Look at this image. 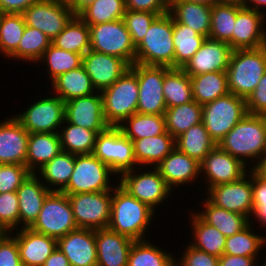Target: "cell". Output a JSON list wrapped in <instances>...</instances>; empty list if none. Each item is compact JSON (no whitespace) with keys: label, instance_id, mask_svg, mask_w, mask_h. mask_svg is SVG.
Listing matches in <instances>:
<instances>
[{"label":"cell","instance_id":"cell-1","mask_svg":"<svg viewBox=\"0 0 266 266\" xmlns=\"http://www.w3.org/2000/svg\"><path fill=\"white\" fill-rule=\"evenodd\" d=\"M217 145L251 169L266 154L265 115L247 113Z\"/></svg>","mask_w":266,"mask_h":266},{"label":"cell","instance_id":"cell-2","mask_svg":"<svg viewBox=\"0 0 266 266\" xmlns=\"http://www.w3.org/2000/svg\"><path fill=\"white\" fill-rule=\"evenodd\" d=\"M116 184L112 190L108 228L134 241L149 239L146 233L155 219V211L131 196L117 181Z\"/></svg>","mask_w":266,"mask_h":266},{"label":"cell","instance_id":"cell-3","mask_svg":"<svg viewBox=\"0 0 266 266\" xmlns=\"http://www.w3.org/2000/svg\"><path fill=\"white\" fill-rule=\"evenodd\" d=\"M266 72V46L232 50L226 70L231 94L247 99Z\"/></svg>","mask_w":266,"mask_h":266},{"label":"cell","instance_id":"cell-4","mask_svg":"<svg viewBox=\"0 0 266 266\" xmlns=\"http://www.w3.org/2000/svg\"><path fill=\"white\" fill-rule=\"evenodd\" d=\"M135 63L174 68L173 17L159 15L136 46Z\"/></svg>","mask_w":266,"mask_h":266},{"label":"cell","instance_id":"cell-5","mask_svg":"<svg viewBox=\"0 0 266 266\" xmlns=\"http://www.w3.org/2000/svg\"><path fill=\"white\" fill-rule=\"evenodd\" d=\"M138 91V79L131 68L101 91L104 117L110 126H119L137 112Z\"/></svg>","mask_w":266,"mask_h":266},{"label":"cell","instance_id":"cell-6","mask_svg":"<svg viewBox=\"0 0 266 266\" xmlns=\"http://www.w3.org/2000/svg\"><path fill=\"white\" fill-rule=\"evenodd\" d=\"M116 176V177H113ZM117 175L93 154L75 155L74 171L61 191L67 195L112 191Z\"/></svg>","mask_w":266,"mask_h":266},{"label":"cell","instance_id":"cell-7","mask_svg":"<svg viewBox=\"0 0 266 266\" xmlns=\"http://www.w3.org/2000/svg\"><path fill=\"white\" fill-rule=\"evenodd\" d=\"M149 168L140 167L139 169L126 171L119 176L117 181L131 196L145 203L156 212V210H159L156 207L159 208L158 206L161 204L164 205L173 191L168 187L165 179L156 168ZM138 171H141V173Z\"/></svg>","mask_w":266,"mask_h":266},{"label":"cell","instance_id":"cell-8","mask_svg":"<svg viewBox=\"0 0 266 266\" xmlns=\"http://www.w3.org/2000/svg\"><path fill=\"white\" fill-rule=\"evenodd\" d=\"M116 175L139 168L134 156L133 142L118 126H109L96 136L92 153Z\"/></svg>","mask_w":266,"mask_h":266},{"label":"cell","instance_id":"cell-9","mask_svg":"<svg viewBox=\"0 0 266 266\" xmlns=\"http://www.w3.org/2000/svg\"><path fill=\"white\" fill-rule=\"evenodd\" d=\"M247 113L246 99L228 93L202 106V122L218 144Z\"/></svg>","mask_w":266,"mask_h":266},{"label":"cell","instance_id":"cell-10","mask_svg":"<svg viewBox=\"0 0 266 266\" xmlns=\"http://www.w3.org/2000/svg\"><path fill=\"white\" fill-rule=\"evenodd\" d=\"M30 228L56 240L77 229L67 194L51 191L43 202L38 219Z\"/></svg>","mask_w":266,"mask_h":266},{"label":"cell","instance_id":"cell-11","mask_svg":"<svg viewBox=\"0 0 266 266\" xmlns=\"http://www.w3.org/2000/svg\"><path fill=\"white\" fill-rule=\"evenodd\" d=\"M90 50L123 59L129 66L135 63L136 47L123 19L89 26Z\"/></svg>","mask_w":266,"mask_h":266},{"label":"cell","instance_id":"cell-12","mask_svg":"<svg viewBox=\"0 0 266 266\" xmlns=\"http://www.w3.org/2000/svg\"><path fill=\"white\" fill-rule=\"evenodd\" d=\"M40 97L14 117L29 133H58L65 121V102L53 93Z\"/></svg>","mask_w":266,"mask_h":266},{"label":"cell","instance_id":"cell-13","mask_svg":"<svg viewBox=\"0 0 266 266\" xmlns=\"http://www.w3.org/2000/svg\"><path fill=\"white\" fill-rule=\"evenodd\" d=\"M205 193L206 199L216 207L242 214L250 219L254 210L252 170L239 180L208 188Z\"/></svg>","mask_w":266,"mask_h":266},{"label":"cell","instance_id":"cell-14","mask_svg":"<svg viewBox=\"0 0 266 266\" xmlns=\"http://www.w3.org/2000/svg\"><path fill=\"white\" fill-rule=\"evenodd\" d=\"M130 68L138 79L137 112L142 114H164L167 109L163 94L165 66H147L134 63Z\"/></svg>","mask_w":266,"mask_h":266},{"label":"cell","instance_id":"cell-15","mask_svg":"<svg viewBox=\"0 0 266 266\" xmlns=\"http://www.w3.org/2000/svg\"><path fill=\"white\" fill-rule=\"evenodd\" d=\"M78 228H108L112 191L67 195Z\"/></svg>","mask_w":266,"mask_h":266},{"label":"cell","instance_id":"cell-16","mask_svg":"<svg viewBox=\"0 0 266 266\" xmlns=\"http://www.w3.org/2000/svg\"><path fill=\"white\" fill-rule=\"evenodd\" d=\"M25 24L53 40L75 16L70 7L54 0H38L22 13Z\"/></svg>","mask_w":266,"mask_h":266},{"label":"cell","instance_id":"cell-17","mask_svg":"<svg viewBox=\"0 0 266 266\" xmlns=\"http://www.w3.org/2000/svg\"><path fill=\"white\" fill-rule=\"evenodd\" d=\"M200 166V180L204 178L206 189L239 180L250 170L218 145L206 155Z\"/></svg>","mask_w":266,"mask_h":266},{"label":"cell","instance_id":"cell-18","mask_svg":"<svg viewBox=\"0 0 266 266\" xmlns=\"http://www.w3.org/2000/svg\"><path fill=\"white\" fill-rule=\"evenodd\" d=\"M65 120L75 126L94 130L97 134L106 130L110 125L104 117L101 92L65 102Z\"/></svg>","mask_w":266,"mask_h":266},{"label":"cell","instance_id":"cell-19","mask_svg":"<svg viewBox=\"0 0 266 266\" xmlns=\"http://www.w3.org/2000/svg\"><path fill=\"white\" fill-rule=\"evenodd\" d=\"M266 13L242 7L236 16L231 49H256L266 46Z\"/></svg>","mask_w":266,"mask_h":266},{"label":"cell","instance_id":"cell-20","mask_svg":"<svg viewBox=\"0 0 266 266\" xmlns=\"http://www.w3.org/2000/svg\"><path fill=\"white\" fill-rule=\"evenodd\" d=\"M232 49L228 43L206 37L200 49L181 68L187 75L226 72Z\"/></svg>","mask_w":266,"mask_h":266},{"label":"cell","instance_id":"cell-21","mask_svg":"<svg viewBox=\"0 0 266 266\" xmlns=\"http://www.w3.org/2000/svg\"><path fill=\"white\" fill-rule=\"evenodd\" d=\"M82 65L99 92L110 87L130 68L123 59L94 50L83 55Z\"/></svg>","mask_w":266,"mask_h":266},{"label":"cell","instance_id":"cell-22","mask_svg":"<svg viewBox=\"0 0 266 266\" xmlns=\"http://www.w3.org/2000/svg\"><path fill=\"white\" fill-rule=\"evenodd\" d=\"M70 266H97L95 230L77 228L57 240Z\"/></svg>","mask_w":266,"mask_h":266},{"label":"cell","instance_id":"cell-23","mask_svg":"<svg viewBox=\"0 0 266 266\" xmlns=\"http://www.w3.org/2000/svg\"><path fill=\"white\" fill-rule=\"evenodd\" d=\"M200 163L179 151L176 147L164 158L156 169L165 179L168 187L173 191L180 189L182 185L194 184L200 177ZM176 187V188H174ZM179 187V188H178ZM174 189V190H173Z\"/></svg>","mask_w":266,"mask_h":266},{"label":"cell","instance_id":"cell-24","mask_svg":"<svg viewBox=\"0 0 266 266\" xmlns=\"http://www.w3.org/2000/svg\"><path fill=\"white\" fill-rule=\"evenodd\" d=\"M29 132L12 115L0 122V163L26 166Z\"/></svg>","mask_w":266,"mask_h":266},{"label":"cell","instance_id":"cell-25","mask_svg":"<svg viewBox=\"0 0 266 266\" xmlns=\"http://www.w3.org/2000/svg\"><path fill=\"white\" fill-rule=\"evenodd\" d=\"M97 266H128L133 239L109 228L95 230Z\"/></svg>","mask_w":266,"mask_h":266},{"label":"cell","instance_id":"cell-26","mask_svg":"<svg viewBox=\"0 0 266 266\" xmlns=\"http://www.w3.org/2000/svg\"><path fill=\"white\" fill-rule=\"evenodd\" d=\"M17 241L23 266H43L46 259L57 248V240L31 228H20L10 232Z\"/></svg>","mask_w":266,"mask_h":266},{"label":"cell","instance_id":"cell-27","mask_svg":"<svg viewBox=\"0 0 266 266\" xmlns=\"http://www.w3.org/2000/svg\"><path fill=\"white\" fill-rule=\"evenodd\" d=\"M51 191L31 173L16 190L19 205V227L30 228L38 219L43 202Z\"/></svg>","mask_w":266,"mask_h":266},{"label":"cell","instance_id":"cell-28","mask_svg":"<svg viewBox=\"0 0 266 266\" xmlns=\"http://www.w3.org/2000/svg\"><path fill=\"white\" fill-rule=\"evenodd\" d=\"M212 6L185 0H170L169 13L173 19L195 30L199 35L209 37Z\"/></svg>","mask_w":266,"mask_h":266},{"label":"cell","instance_id":"cell-29","mask_svg":"<svg viewBox=\"0 0 266 266\" xmlns=\"http://www.w3.org/2000/svg\"><path fill=\"white\" fill-rule=\"evenodd\" d=\"M134 156L138 167H153L175 148V139L166 132L158 136L133 140Z\"/></svg>","mask_w":266,"mask_h":266},{"label":"cell","instance_id":"cell-30","mask_svg":"<svg viewBox=\"0 0 266 266\" xmlns=\"http://www.w3.org/2000/svg\"><path fill=\"white\" fill-rule=\"evenodd\" d=\"M50 84L51 92L60 97L64 102L97 92L83 65L60 74Z\"/></svg>","mask_w":266,"mask_h":266},{"label":"cell","instance_id":"cell-31","mask_svg":"<svg viewBox=\"0 0 266 266\" xmlns=\"http://www.w3.org/2000/svg\"><path fill=\"white\" fill-rule=\"evenodd\" d=\"M61 151L58 133H29L26 167L36 173Z\"/></svg>","mask_w":266,"mask_h":266},{"label":"cell","instance_id":"cell-32","mask_svg":"<svg viewBox=\"0 0 266 266\" xmlns=\"http://www.w3.org/2000/svg\"><path fill=\"white\" fill-rule=\"evenodd\" d=\"M202 200V210L199 212L195 211V213L204 222L216 227L225 237H230L242 231L250 224V219L247 216L218 208L211 204L206 198Z\"/></svg>","mask_w":266,"mask_h":266},{"label":"cell","instance_id":"cell-33","mask_svg":"<svg viewBox=\"0 0 266 266\" xmlns=\"http://www.w3.org/2000/svg\"><path fill=\"white\" fill-rule=\"evenodd\" d=\"M74 164L75 155L61 151L37 170L35 174L42 179V183L50 191L61 192L68 185L74 171Z\"/></svg>","mask_w":266,"mask_h":266},{"label":"cell","instance_id":"cell-34","mask_svg":"<svg viewBox=\"0 0 266 266\" xmlns=\"http://www.w3.org/2000/svg\"><path fill=\"white\" fill-rule=\"evenodd\" d=\"M193 210L189 217L193 237L188 243L196 249L221 257L224 253L226 237L216 227L204 222Z\"/></svg>","mask_w":266,"mask_h":266},{"label":"cell","instance_id":"cell-35","mask_svg":"<svg viewBox=\"0 0 266 266\" xmlns=\"http://www.w3.org/2000/svg\"><path fill=\"white\" fill-rule=\"evenodd\" d=\"M193 99L205 105L229 92L226 72H208L190 77Z\"/></svg>","mask_w":266,"mask_h":266},{"label":"cell","instance_id":"cell-36","mask_svg":"<svg viewBox=\"0 0 266 266\" xmlns=\"http://www.w3.org/2000/svg\"><path fill=\"white\" fill-rule=\"evenodd\" d=\"M122 133L131 141L165 134L164 114L134 113L119 126Z\"/></svg>","mask_w":266,"mask_h":266},{"label":"cell","instance_id":"cell-37","mask_svg":"<svg viewBox=\"0 0 266 266\" xmlns=\"http://www.w3.org/2000/svg\"><path fill=\"white\" fill-rule=\"evenodd\" d=\"M216 145L203 122L192 126L186 132L175 138V147L199 163L203 161L206 155Z\"/></svg>","mask_w":266,"mask_h":266},{"label":"cell","instance_id":"cell-38","mask_svg":"<svg viewBox=\"0 0 266 266\" xmlns=\"http://www.w3.org/2000/svg\"><path fill=\"white\" fill-rule=\"evenodd\" d=\"M51 43L66 51L84 55L90 50V29L79 16H74Z\"/></svg>","mask_w":266,"mask_h":266},{"label":"cell","instance_id":"cell-39","mask_svg":"<svg viewBox=\"0 0 266 266\" xmlns=\"http://www.w3.org/2000/svg\"><path fill=\"white\" fill-rule=\"evenodd\" d=\"M166 131L175 139L202 122V105L195 100L167 108L164 112Z\"/></svg>","mask_w":266,"mask_h":266},{"label":"cell","instance_id":"cell-40","mask_svg":"<svg viewBox=\"0 0 266 266\" xmlns=\"http://www.w3.org/2000/svg\"><path fill=\"white\" fill-rule=\"evenodd\" d=\"M163 94L167 108L193 101L190 76L181 68L165 66Z\"/></svg>","mask_w":266,"mask_h":266},{"label":"cell","instance_id":"cell-41","mask_svg":"<svg viewBox=\"0 0 266 266\" xmlns=\"http://www.w3.org/2000/svg\"><path fill=\"white\" fill-rule=\"evenodd\" d=\"M254 227V225L249 224L242 231L226 237L223 254L259 257V253H261L260 255L263 256L261 251L265 250L266 247V235H260Z\"/></svg>","mask_w":266,"mask_h":266},{"label":"cell","instance_id":"cell-42","mask_svg":"<svg viewBox=\"0 0 266 266\" xmlns=\"http://www.w3.org/2000/svg\"><path fill=\"white\" fill-rule=\"evenodd\" d=\"M148 239L134 241L129 252L128 266H175V255Z\"/></svg>","mask_w":266,"mask_h":266},{"label":"cell","instance_id":"cell-43","mask_svg":"<svg viewBox=\"0 0 266 266\" xmlns=\"http://www.w3.org/2000/svg\"><path fill=\"white\" fill-rule=\"evenodd\" d=\"M206 37L173 19L174 68H182L200 49Z\"/></svg>","mask_w":266,"mask_h":266},{"label":"cell","instance_id":"cell-44","mask_svg":"<svg viewBox=\"0 0 266 266\" xmlns=\"http://www.w3.org/2000/svg\"><path fill=\"white\" fill-rule=\"evenodd\" d=\"M62 151L74 155L92 154L97 133L84 127L63 122L58 132Z\"/></svg>","mask_w":266,"mask_h":266},{"label":"cell","instance_id":"cell-45","mask_svg":"<svg viewBox=\"0 0 266 266\" xmlns=\"http://www.w3.org/2000/svg\"><path fill=\"white\" fill-rule=\"evenodd\" d=\"M243 6L236 3H217L211 10V27L209 38L228 43L231 47V38L235 26L237 12Z\"/></svg>","mask_w":266,"mask_h":266},{"label":"cell","instance_id":"cell-46","mask_svg":"<svg viewBox=\"0 0 266 266\" xmlns=\"http://www.w3.org/2000/svg\"><path fill=\"white\" fill-rule=\"evenodd\" d=\"M50 44L51 39L42 31L26 25L17 49L8 59L30 62V64L32 62L36 65Z\"/></svg>","mask_w":266,"mask_h":266},{"label":"cell","instance_id":"cell-47","mask_svg":"<svg viewBox=\"0 0 266 266\" xmlns=\"http://www.w3.org/2000/svg\"><path fill=\"white\" fill-rule=\"evenodd\" d=\"M82 57L80 54L63 50L51 43L38 63L44 64L45 70L47 69L45 74L48 73L49 76L46 80H50L49 82L51 83L60 74L80 67L82 65Z\"/></svg>","mask_w":266,"mask_h":266},{"label":"cell","instance_id":"cell-48","mask_svg":"<svg viewBox=\"0 0 266 266\" xmlns=\"http://www.w3.org/2000/svg\"><path fill=\"white\" fill-rule=\"evenodd\" d=\"M125 0H96L78 16L89 26L123 19Z\"/></svg>","mask_w":266,"mask_h":266},{"label":"cell","instance_id":"cell-49","mask_svg":"<svg viewBox=\"0 0 266 266\" xmlns=\"http://www.w3.org/2000/svg\"><path fill=\"white\" fill-rule=\"evenodd\" d=\"M26 27L22 14L0 13V53L8 58L18 47Z\"/></svg>","mask_w":266,"mask_h":266},{"label":"cell","instance_id":"cell-50","mask_svg":"<svg viewBox=\"0 0 266 266\" xmlns=\"http://www.w3.org/2000/svg\"><path fill=\"white\" fill-rule=\"evenodd\" d=\"M162 14L151 13L147 11L126 10L123 21L135 47L144 38L152 22Z\"/></svg>","mask_w":266,"mask_h":266},{"label":"cell","instance_id":"cell-51","mask_svg":"<svg viewBox=\"0 0 266 266\" xmlns=\"http://www.w3.org/2000/svg\"><path fill=\"white\" fill-rule=\"evenodd\" d=\"M16 191L0 193V225L7 232L19 228V205Z\"/></svg>","mask_w":266,"mask_h":266},{"label":"cell","instance_id":"cell-52","mask_svg":"<svg viewBox=\"0 0 266 266\" xmlns=\"http://www.w3.org/2000/svg\"><path fill=\"white\" fill-rule=\"evenodd\" d=\"M31 173L24 165L3 164L0 173V193L16 191Z\"/></svg>","mask_w":266,"mask_h":266},{"label":"cell","instance_id":"cell-53","mask_svg":"<svg viewBox=\"0 0 266 266\" xmlns=\"http://www.w3.org/2000/svg\"><path fill=\"white\" fill-rule=\"evenodd\" d=\"M184 249L180 258L178 255L175 257V266H218V257L196 249L189 243Z\"/></svg>","mask_w":266,"mask_h":266},{"label":"cell","instance_id":"cell-54","mask_svg":"<svg viewBox=\"0 0 266 266\" xmlns=\"http://www.w3.org/2000/svg\"><path fill=\"white\" fill-rule=\"evenodd\" d=\"M0 266H23L16 238L11 233L0 240Z\"/></svg>","mask_w":266,"mask_h":266},{"label":"cell","instance_id":"cell-55","mask_svg":"<svg viewBox=\"0 0 266 266\" xmlns=\"http://www.w3.org/2000/svg\"><path fill=\"white\" fill-rule=\"evenodd\" d=\"M246 108L249 114L266 115V72L246 99Z\"/></svg>","mask_w":266,"mask_h":266},{"label":"cell","instance_id":"cell-56","mask_svg":"<svg viewBox=\"0 0 266 266\" xmlns=\"http://www.w3.org/2000/svg\"><path fill=\"white\" fill-rule=\"evenodd\" d=\"M126 10L147 11L156 14L169 12L170 0H125Z\"/></svg>","mask_w":266,"mask_h":266},{"label":"cell","instance_id":"cell-57","mask_svg":"<svg viewBox=\"0 0 266 266\" xmlns=\"http://www.w3.org/2000/svg\"><path fill=\"white\" fill-rule=\"evenodd\" d=\"M259 257H244L223 254L219 257L218 266H257Z\"/></svg>","mask_w":266,"mask_h":266},{"label":"cell","instance_id":"cell-58","mask_svg":"<svg viewBox=\"0 0 266 266\" xmlns=\"http://www.w3.org/2000/svg\"><path fill=\"white\" fill-rule=\"evenodd\" d=\"M38 0H0V13L22 14Z\"/></svg>","mask_w":266,"mask_h":266},{"label":"cell","instance_id":"cell-59","mask_svg":"<svg viewBox=\"0 0 266 266\" xmlns=\"http://www.w3.org/2000/svg\"><path fill=\"white\" fill-rule=\"evenodd\" d=\"M253 204L266 203V180L252 171Z\"/></svg>","mask_w":266,"mask_h":266},{"label":"cell","instance_id":"cell-60","mask_svg":"<svg viewBox=\"0 0 266 266\" xmlns=\"http://www.w3.org/2000/svg\"><path fill=\"white\" fill-rule=\"evenodd\" d=\"M43 266H70V263L64 253L57 247L46 259Z\"/></svg>","mask_w":266,"mask_h":266},{"label":"cell","instance_id":"cell-61","mask_svg":"<svg viewBox=\"0 0 266 266\" xmlns=\"http://www.w3.org/2000/svg\"><path fill=\"white\" fill-rule=\"evenodd\" d=\"M254 210L252 212V215L250 217V224L253 225V220L256 221L255 223L259 226H262L261 228H266V203L263 204H253Z\"/></svg>","mask_w":266,"mask_h":266},{"label":"cell","instance_id":"cell-62","mask_svg":"<svg viewBox=\"0 0 266 266\" xmlns=\"http://www.w3.org/2000/svg\"><path fill=\"white\" fill-rule=\"evenodd\" d=\"M244 8L252 9L261 13H265L266 0H244L242 3ZM263 7V10H261Z\"/></svg>","mask_w":266,"mask_h":266},{"label":"cell","instance_id":"cell-63","mask_svg":"<svg viewBox=\"0 0 266 266\" xmlns=\"http://www.w3.org/2000/svg\"><path fill=\"white\" fill-rule=\"evenodd\" d=\"M251 170L259 177L266 180V154L260 158Z\"/></svg>","mask_w":266,"mask_h":266},{"label":"cell","instance_id":"cell-64","mask_svg":"<svg viewBox=\"0 0 266 266\" xmlns=\"http://www.w3.org/2000/svg\"><path fill=\"white\" fill-rule=\"evenodd\" d=\"M96 0H76L71 6V10L75 16H78L85 8Z\"/></svg>","mask_w":266,"mask_h":266},{"label":"cell","instance_id":"cell-65","mask_svg":"<svg viewBox=\"0 0 266 266\" xmlns=\"http://www.w3.org/2000/svg\"><path fill=\"white\" fill-rule=\"evenodd\" d=\"M188 2H193L197 4H205L208 6H213L214 4L220 3V0H185Z\"/></svg>","mask_w":266,"mask_h":266},{"label":"cell","instance_id":"cell-66","mask_svg":"<svg viewBox=\"0 0 266 266\" xmlns=\"http://www.w3.org/2000/svg\"><path fill=\"white\" fill-rule=\"evenodd\" d=\"M54 1L58 2L59 4L70 7L76 0H54Z\"/></svg>","mask_w":266,"mask_h":266},{"label":"cell","instance_id":"cell-67","mask_svg":"<svg viewBox=\"0 0 266 266\" xmlns=\"http://www.w3.org/2000/svg\"><path fill=\"white\" fill-rule=\"evenodd\" d=\"M244 0H220V3H236L242 5Z\"/></svg>","mask_w":266,"mask_h":266},{"label":"cell","instance_id":"cell-68","mask_svg":"<svg viewBox=\"0 0 266 266\" xmlns=\"http://www.w3.org/2000/svg\"><path fill=\"white\" fill-rule=\"evenodd\" d=\"M9 232H7L1 225H0V240Z\"/></svg>","mask_w":266,"mask_h":266},{"label":"cell","instance_id":"cell-69","mask_svg":"<svg viewBox=\"0 0 266 266\" xmlns=\"http://www.w3.org/2000/svg\"><path fill=\"white\" fill-rule=\"evenodd\" d=\"M264 258H265V260H263L264 262L262 261L261 264H259L258 266H266V257H264Z\"/></svg>","mask_w":266,"mask_h":266},{"label":"cell","instance_id":"cell-70","mask_svg":"<svg viewBox=\"0 0 266 266\" xmlns=\"http://www.w3.org/2000/svg\"><path fill=\"white\" fill-rule=\"evenodd\" d=\"M2 167H3V164L0 163V173H1V169H2Z\"/></svg>","mask_w":266,"mask_h":266}]
</instances>
